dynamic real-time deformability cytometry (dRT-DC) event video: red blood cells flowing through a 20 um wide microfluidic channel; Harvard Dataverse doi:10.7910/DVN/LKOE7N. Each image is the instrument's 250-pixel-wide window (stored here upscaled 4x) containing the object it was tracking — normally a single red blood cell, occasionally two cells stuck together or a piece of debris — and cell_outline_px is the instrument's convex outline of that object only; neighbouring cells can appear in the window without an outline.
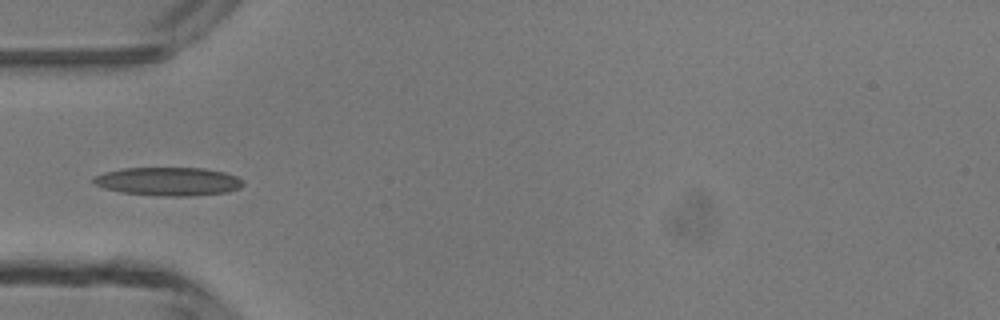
{"species": "common noctule bat (a hibernating species)", "species_latin": "Nyctalus noctula", "temperature_condition": "room temperature", "stored_images_in_passage": 4, "camera_frame_rate_fps": 3000, "um_per_image_px": 0.085, "animal": {"sex": "male", "body_mass_g": 13.3}, "frame": {"image": 1, "passage_image": 4, "time_ms": 3.333, "image_size_px": [1000, 320], "cell_outline_px": [[244, 184], [240, 188], [228, 192], [192, 196], [156, 196], [120, 192], [104, 188], [92, 184], [92, 180], [96, 176], [104, 172], [124, 168], [204, 168], [224, 172], [236, 176], [244, 180]], "centroid_in_image_um": [14.32, 15.43], "position_along_channel_um": 70.7, "area_um2": 25.03}}